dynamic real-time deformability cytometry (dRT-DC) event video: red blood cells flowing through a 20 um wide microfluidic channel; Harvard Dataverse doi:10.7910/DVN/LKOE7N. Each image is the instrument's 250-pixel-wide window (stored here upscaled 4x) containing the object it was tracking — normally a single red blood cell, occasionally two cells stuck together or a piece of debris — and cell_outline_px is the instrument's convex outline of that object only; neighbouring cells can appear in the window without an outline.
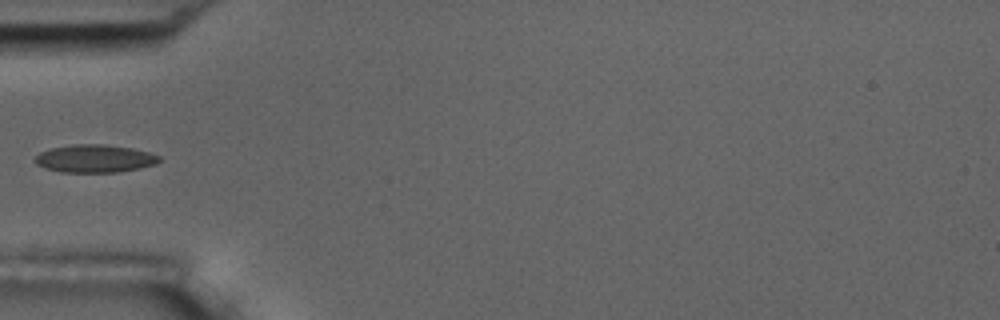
{"species": "common noctule bat (a hibernating species)", "species_latin": "Nyctalus noctula", "temperature_condition": "room temperature", "stored_images_in_passage": 38, "camera_frame_rate_fps": 3000, "um_per_image_px": 0.085, "animal": {"sex": "male", "body_mass_g": 17.5, "forearm_length_mm": 52.3}, "frame": {"image": 1, "passage_image": 1, "time_ms": 0.0, "image_size_px": [1000, 320], "cell_outline_px": [[160, 160], [156, 164], [140, 168], [120, 172], [60, 172], [44, 168], [36, 164], [32, 160], [40, 152], [48, 148], [72, 144], [104, 144], [132, 148], [148, 152], [160, 156]], "centroid_in_image_um": [8.01, 13.48], "position_along_channel_um": 77.0, "area_um2": 20.4}}
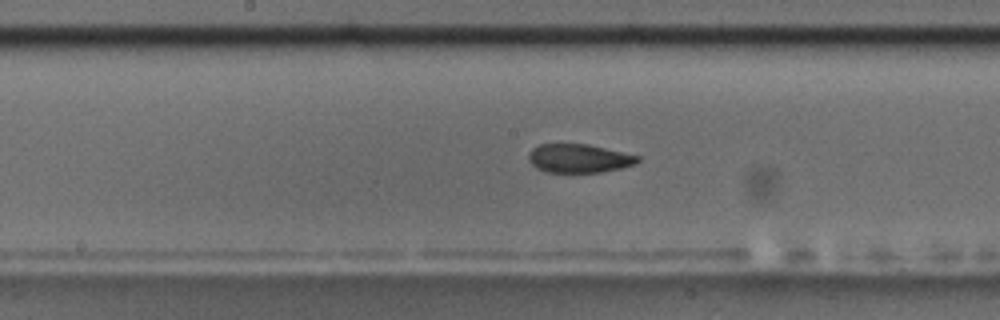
{"frame": {"image": 2, "passage_image": 11, "time_ms": 3.333, "image_size_px": [1000, 320], "cell_outline_px": [[640, 160], [636, 164], [620, 168], [600, 172], [548, 172], [536, 168], [528, 160], [528, 152], [532, 148], [540, 144], [588, 144], [640, 156]], "centroid_in_image_um": [49.19, 13.46], "position_along_channel_um": 199.0, "area_um2": 18.21}}
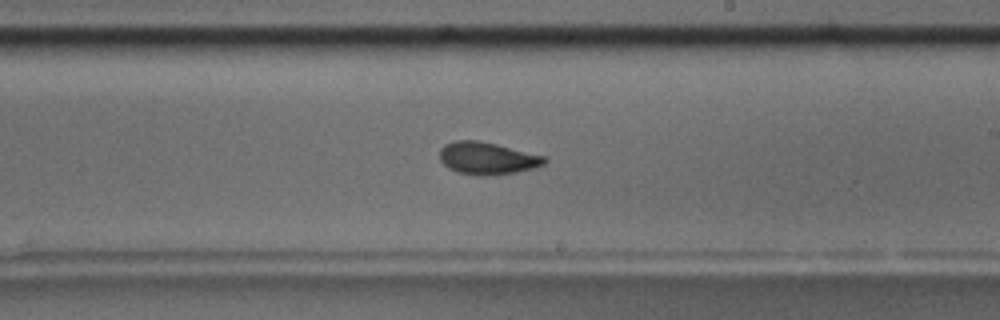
{"frame": {"image": 3, "passage_image": 15, "time_ms": 4.667, "image_size_px": [1000, 320], "cell_outline_px": [[548, 160], [544, 164], [536, 168], [516, 172], [488, 176], [480, 176], [456, 172], [448, 168], [440, 160], [440, 148], [444, 144], [456, 140], [480, 140], [548, 156]], "centroid_in_image_um": [41.45, 13.45], "position_along_channel_um": 247.5, "area_um2": 20.17}}